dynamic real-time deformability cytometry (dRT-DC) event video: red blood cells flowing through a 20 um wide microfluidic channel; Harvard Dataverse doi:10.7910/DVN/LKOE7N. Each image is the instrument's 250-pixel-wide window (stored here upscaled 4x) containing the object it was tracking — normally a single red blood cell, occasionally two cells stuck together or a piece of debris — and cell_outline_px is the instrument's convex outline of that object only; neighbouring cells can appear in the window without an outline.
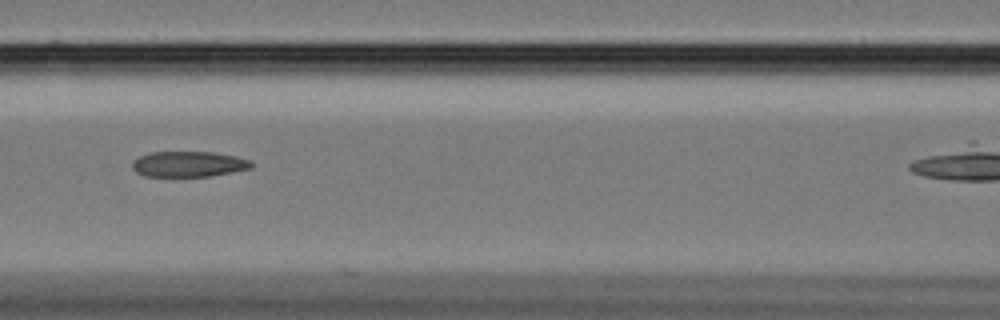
{"species": "Egyptian fruit bat (a non-hibernating species)", "species_latin": "Rousettus aegyptiacus", "temperature_condition": "cold", "stored_images_in_passage": 34, "camera_frame_rate_fps": 3000, "um_per_image_px": 0.085, "animal": {"sex": "female"}, "frame": {"image": 1, "passage_image": 12, "time_ms": 3.667, "image_size_px": [1000, 320], "cell_outline_px": [[252, 168], [232, 172], [208, 176], [144, 176], [136, 172], [132, 168], [132, 160], [140, 156], [152, 152], [216, 152], [236, 156], [248, 160], [252, 164]], "centroid_in_image_um": [16.01, 13.94], "position_along_channel_um": 150.6, "area_um2": 17.69}}
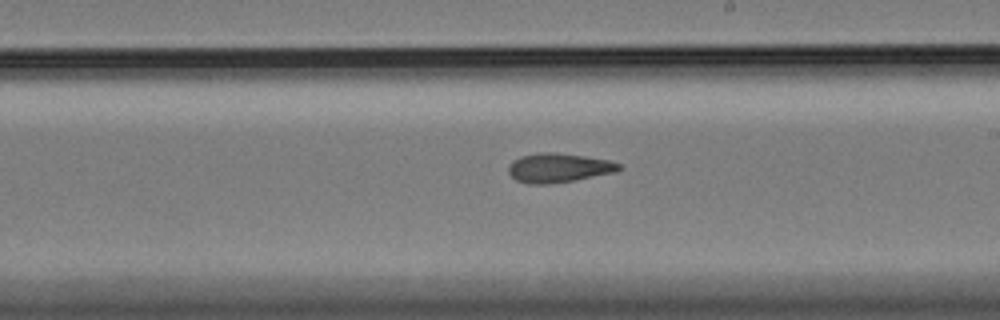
{"frame": {"image": 2, "passage_image": 20, "time_ms": 6.333, "image_size_px": [1000, 320], "cell_outline_px": [[624, 168], [616, 172], [572, 180], [548, 184], [528, 184], [516, 180], [508, 172], [508, 168], [512, 160], [520, 156], [540, 152], [556, 152], [584, 156], [608, 160], [620, 164]], "centroid_in_image_um": [47.46, 14.26], "position_along_channel_um": 241.5, "area_um2": 18.79}}
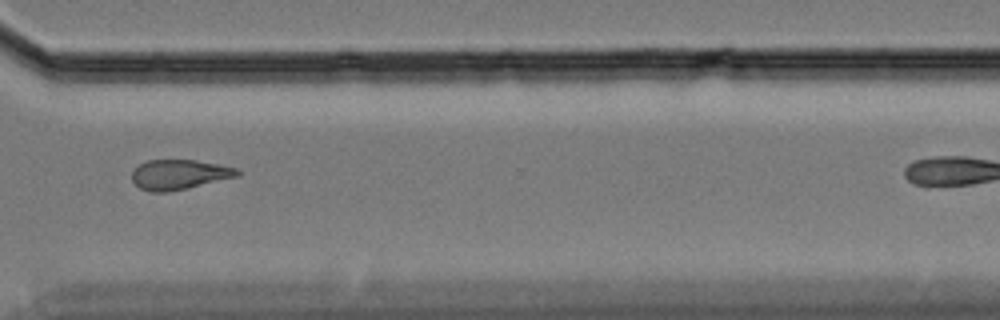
{"frame": {"image": 3, "passage_image": 30, "time_ms": 9.667, "image_size_px": [1000, 320], "cell_outline_px": [[240, 176], [188, 188], [168, 192], [152, 192], [140, 188], [132, 180], [132, 172], [140, 164], [148, 160], [196, 160], [220, 164], [236, 168], [240, 172]], "centroid_in_image_um": [15.26, 14.84], "position_along_channel_um": 355.3, "area_um2": 18.38}}